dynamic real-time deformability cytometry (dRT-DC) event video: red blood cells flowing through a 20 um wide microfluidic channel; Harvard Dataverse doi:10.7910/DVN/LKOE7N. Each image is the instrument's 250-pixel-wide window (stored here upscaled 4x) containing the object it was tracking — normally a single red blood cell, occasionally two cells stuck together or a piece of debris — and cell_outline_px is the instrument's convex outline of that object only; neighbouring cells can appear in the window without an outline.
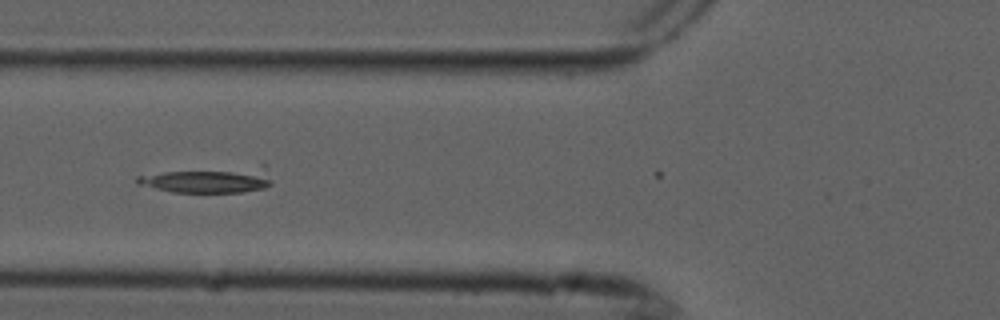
{"species": "common noctule bat (a hibernating species)", "species_latin": "Nyctalus noctula", "temperature_condition": "cold", "stored_images_in_passage": 7, "camera_frame_rate_fps": 3000, "um_per_image_px": 0.085, "animal": {"sex": "male", "forearm_length_mm": 52.5}, "frame": {"image": 1, "passage_image": 5, "time_ms": 1.333, "image_size_px": [1000, 320], "cell_outline_px": [[272, 184], [264, 188], [244, 192], [172, 192], [136, 184], [136, 176], [164, 172], [264, 164], [272, 180]], "centroid_in_image_um": [17.84, 15.28], "position_along_channel_um": 108.0, "area_um2": 20.46}}
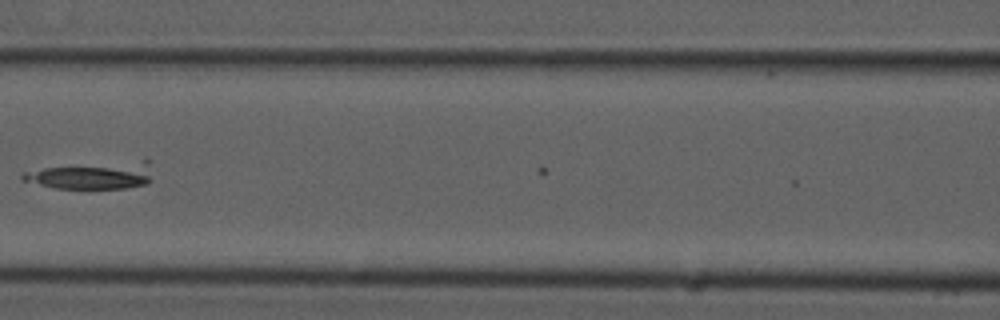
{"frame": {"image": 2, "passage_image": 6, "time_ms": 1.667, "image_size_px": [1000, 320], "cell_outline_px": [[152, 180], [148, 184], [128, 188], [56, 188], [20, 180], [20, 176], [24, 172], [44, 168], [144, 160], [148, 160]], "centroid_in_image_um": [7.89, 14.93], "position_along_channel_um": 158.7, "area_um2": 20.17}}